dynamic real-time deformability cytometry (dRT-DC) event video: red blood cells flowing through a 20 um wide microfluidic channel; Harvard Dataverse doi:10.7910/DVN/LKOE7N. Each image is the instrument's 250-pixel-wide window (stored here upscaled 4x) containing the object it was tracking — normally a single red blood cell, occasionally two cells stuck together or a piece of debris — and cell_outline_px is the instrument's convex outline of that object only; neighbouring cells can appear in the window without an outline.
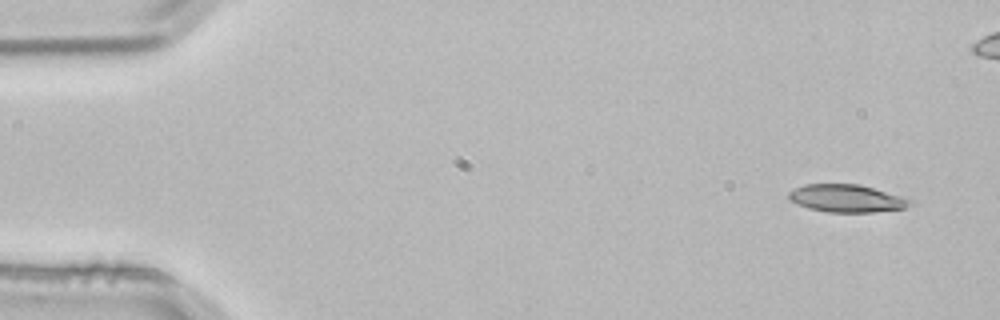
{"species": "common noctule bat (a hibernating species)", "species_latin": "Nyctalus noctula", "temperature_condition": "room temperature", "stored_images_in_passage": 4, "camera_frame_rate_fps": 3000, "um_per_image_px": 0.085, "animal": {"sex": "male", "body_mass_g": 21.5, "forearm_length_mm": 52.0}, "frame": {"image": 1, "passage_image": 1, "time_ms": 0.0, "image_size_px": [1000, 320], "cell_outline_px": [[912, 204], [904, 208], [872, 212], [828, 212], [808, 208], [796, 204], [788, 200], [788, 192], [804, 184], [860, 184], [908, 196], [912, 200]], "centroid_in_image_um": [72.01, 16.85], "position_along_channel_um": 13.0, "area_um2": 19.94}}